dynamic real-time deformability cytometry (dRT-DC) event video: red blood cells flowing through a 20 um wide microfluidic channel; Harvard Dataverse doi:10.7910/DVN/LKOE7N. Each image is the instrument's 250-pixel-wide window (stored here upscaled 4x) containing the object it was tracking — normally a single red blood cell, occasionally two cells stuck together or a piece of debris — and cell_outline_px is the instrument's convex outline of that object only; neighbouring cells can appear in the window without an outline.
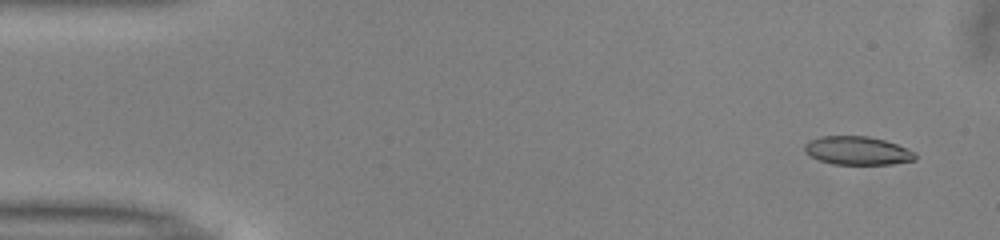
{"species": "common noctule bat (a hibernating species)", "species_latin": "Nyctalus noctula", "temperature_condition": "warm", "stored_images_in_passage": 51, "camera_frame_rate_fps": 3000, "um_per_image_px": 0.085, "animal": {"sex": "male", "body_mass_g": 13.0, "forearm_length_mm": 53.1}, "frame": {"image": 1, "passage_image": 3, "time_ms": 0.667, "image_size_px": [1000, 240], "cell_outline_px": [[916, 160], [892, 164], [832, 164], [820, 160], [804, 152], [804, 144], [820, 136], [868, 136], [884, 140], [908, 148], [916, 152]], "centroid_in_image_um": [72.91, 12.8], "position_along_channel_um": 12.1, "area_um2": 18.32}}
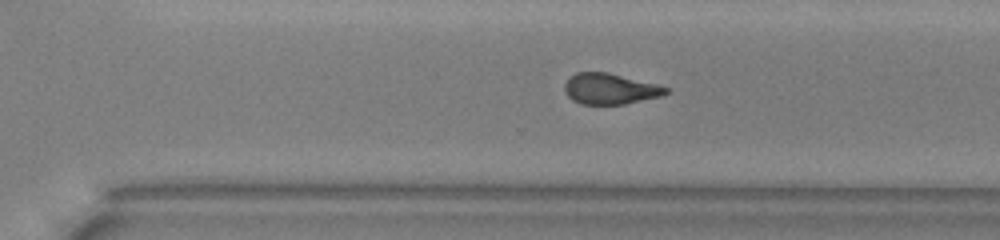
{"frame": {"image": 2, "passage_image": 35, "time_ms": 11.333, "image_size_px": [1000, 240], "cell_outline_px": [[668, 92], [660, 96], [624, 104], [580, 104], [572, 100], [564, 92], [564, 84], [576, 72], [608, 72], [656, 84], [668, 88]], "centroid_in_image_um": [51.82, 7.55], "position_along_channel_um": 318.8, "area_um2": 18.03}}
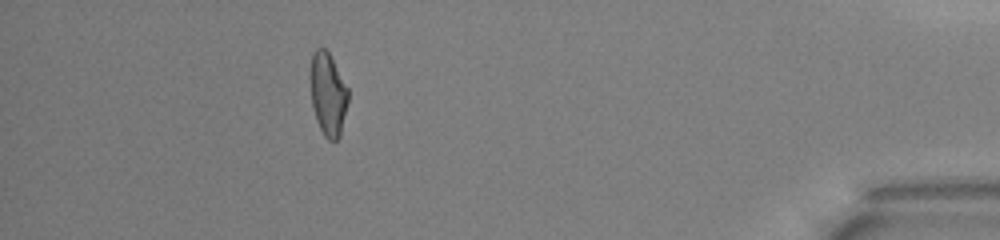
{"frame": {"image": 3, "passage_image": 46, "time_ms": 15.0, "image_size_px": [1000, 240], "cell_outline_px": [[348, 100], [340, 136], [336, 140], [328, 140], [324, 136], [316, 120], [312, 104], [308, 76], [308, 72], [312, 56], [316, 48], [324, 48], [328, 52], [348, 88]], "centroid_in_image_um": [27.84, 7.99], "position_along_channel_um": 407.4, "area_um2": 18.44}, "authors_computed_cell_mechanics": {"area_um2": 19.1318, "velocity_mm_per_s": 3.9909, "shape_relaxation_time_tau1_ms": 7.9139, "shape_relaxation_time_tau2_ms": 1.4246, "deformation_change_tau1": 0.1972, "deformation_change_tau2": 0.0884}}